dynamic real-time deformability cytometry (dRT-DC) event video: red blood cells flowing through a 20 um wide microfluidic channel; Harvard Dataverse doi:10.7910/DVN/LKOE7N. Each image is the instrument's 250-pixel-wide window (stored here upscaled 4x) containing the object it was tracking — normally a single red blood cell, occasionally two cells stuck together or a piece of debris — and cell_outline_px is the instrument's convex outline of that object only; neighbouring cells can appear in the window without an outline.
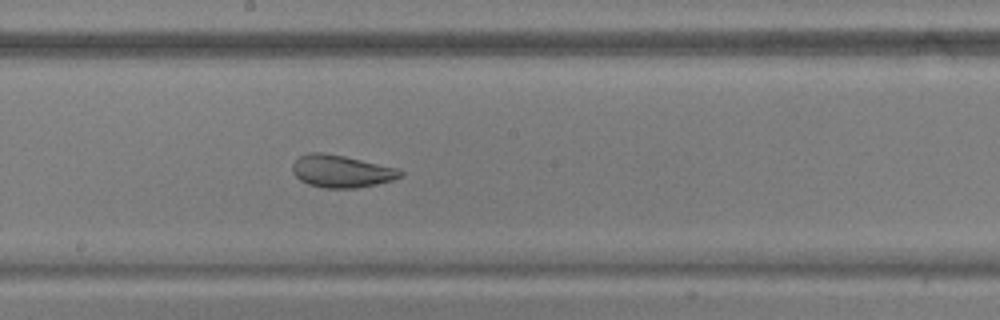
{"species": "common noctule bat (a hibernating species)", "species_latin": "Nyctalus noctula", "temperature_condition": "warm", "stored_images_in_passage": 40, "camera_frame_rate_fps": 3000, "um_per_image_px": 0.085, "animal": {"sex": "male", "body_mass_g": 17.9, "forearm_length_mm": 54.2}, "frame": {"image": 1, "passage_image": 18, "time_ms": 5.667, "image_size_px": [1000, 320], "cell_outline_px": [[404, 176], [392, 180], [376, 184], [356, 188], [324, 188], [308, 184], [300, 180], [292, 172], [292, 164], [300, 156], [312, 152], [320, 152], [344, 156], [400, 168], [404, 172]], "centroid_in_image_um": [29.05, 14.56], "position_along_channel_um": 219.1, "area_um2": 20.46}}
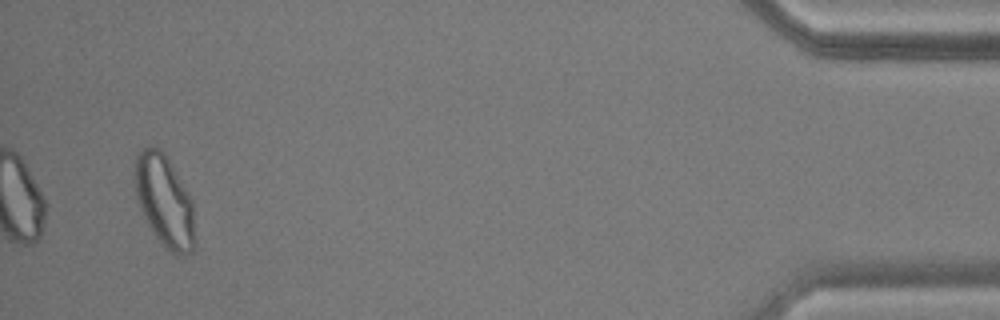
{"frame": {"image": 2, "passage_image": 40, "time_ms": 13.0, "image_size_px": [1000, 320], "cell_outline_px": [[192, 252], [180, 256], [172, 252], [156, 236], [144, 220], [136, 196], [132, 180], [136, 156], [144, 148], [160, 148], [164, 152], [188, 192], [192, 200]], "centroid_in_image_um": [13.91, 17.03], "position_along_channel_um": 421.3, "area_um2": 31.56}, "authors_computed_cell_mechanics": {"area_um2": 23.409, "velocity_mm_per_s": 3.7375, "shape_relaxation_time_tau1_ms": null, "shape_relaxation_time_tau2_ms": 1.1248, "deformation_change_tau1": null, "deformation_change_tau2": 0.0761}}